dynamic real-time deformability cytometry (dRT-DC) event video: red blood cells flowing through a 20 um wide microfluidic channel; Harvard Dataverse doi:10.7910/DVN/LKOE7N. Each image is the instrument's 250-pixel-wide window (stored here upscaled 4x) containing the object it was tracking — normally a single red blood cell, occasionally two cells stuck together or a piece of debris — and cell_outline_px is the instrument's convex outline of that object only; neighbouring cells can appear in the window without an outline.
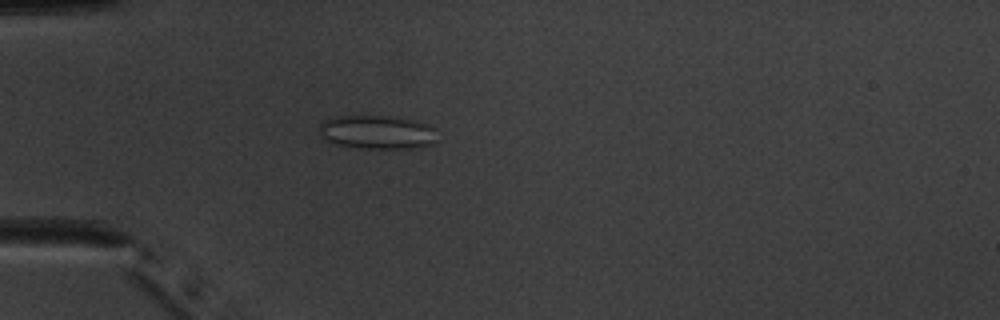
{"species": "common noctule bat (a hibernating species)", "species_latin": "Nyctalus noctula", "temperature_condition": "warm", "stored_images_in_passage": 52, "camera_frame_rate_fps": 3000, "um_per_image_px": 0.085, "animal": {"sex": "male", "body_mass_g": 20.1, "forearm_length_mm": 53.5}, "frame": {"image": 1, "passage_image": 16, "time_ms": 5.0, "image_size_px": [1000, 320], "cell_outline_px": [[436, 140], [432, 144], [420, 148], [360, 148], [332, 144], [324, 140], [320, 136], [320, 124], [324, 120], [336, 116], [384, 116], [416, 120], [428, 124], [432, 128]], "centroid_in_image_um": [32.01, 11.24], "position_along_channel_um": 53.0, "area_um2": 23.29}}
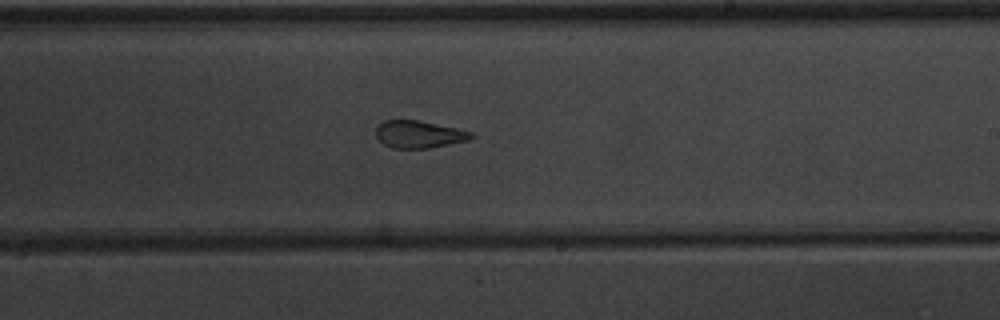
{"frame": {"image": 2, "passage_image": 32, "time_ms": 10.333, "image_size_px": [1000, 320], "cell_outline_px": [[476, 136], [468, 140], [428, 148], [392, 148], [384, 144], [376, 136], [376, 128], [384, 120], [416, 120], [456, 128], [472, 132]], "centroid_in_image_um": [35.61, 11.42], "position_along_channel_um": 253.4, "area_um2": 14.97}}
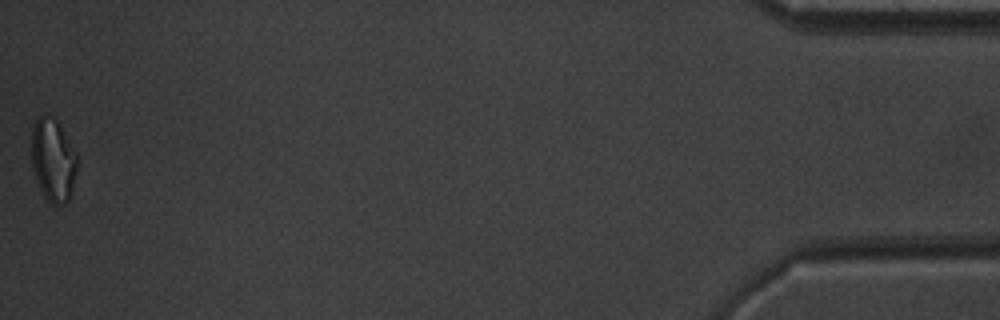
{"frame": {"image": 3, "passage_image": 52, "time_ms": 17.0, "image_size_px": [1000, 320], "cell_outline_px": [[76, 168], [68, 200], [64, 204], [52, 204], [44, 196], [36, 180], [32, 168], [32, 128], [36, 120], [40, 116], [48, 116], [56, 120], [76, 152]], "centroid_in_image_um": [4.48, 13.61], "position_along_channel_um": 430.7, "area_um2": 21.44}, "authors_computed_cell_mechanics": {"area_um2": 18.6116, "velocity_mm_per_s": 3.9735, "shape_relaxation_time_tau1_ms": null, "shape_relaxation_time_tau2_ms": 1.2557, "deformation_change_tau1": null, "deformation_change_tau2": 0.0717}}